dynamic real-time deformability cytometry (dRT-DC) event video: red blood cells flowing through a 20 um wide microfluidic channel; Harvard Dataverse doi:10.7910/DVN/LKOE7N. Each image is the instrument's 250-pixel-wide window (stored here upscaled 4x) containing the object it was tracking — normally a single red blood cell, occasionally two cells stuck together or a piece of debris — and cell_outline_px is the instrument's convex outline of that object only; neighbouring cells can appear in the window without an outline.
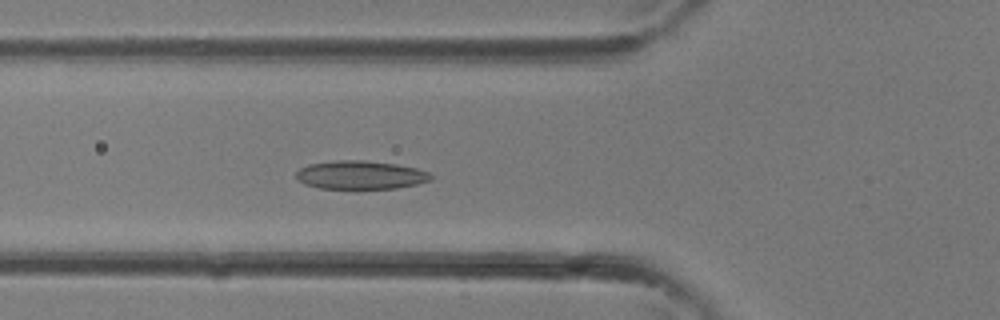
{"species": "common noctule bat (a hibernating species)", "species_latin": "Nyctalus noctula", "temperature_condition": "room temperature", "stored_images_in_passage": 32, "camera_frame_rate_fps": 3000, "um_per_image_px": 0.085, "animal": {"sex": "female"}, "frame": {"image": 1, "passage_image": 11, "time_ms": 3.333, "image_size_px": [1000, 320], "cell_outline_px": [[432, 180], [416, 184], [396, 188], [320, 188], [304, 184], [296, 180], [296, 172], [300, 168], [308, 164], [336, 160], [364, 160], [396, 164], [416, 168], [428, 172], [432, 176]], "centroid_in_image_um": [30.61, 14.86], "position_along_channel_um": 95.2, "area_um2": 22.31}}
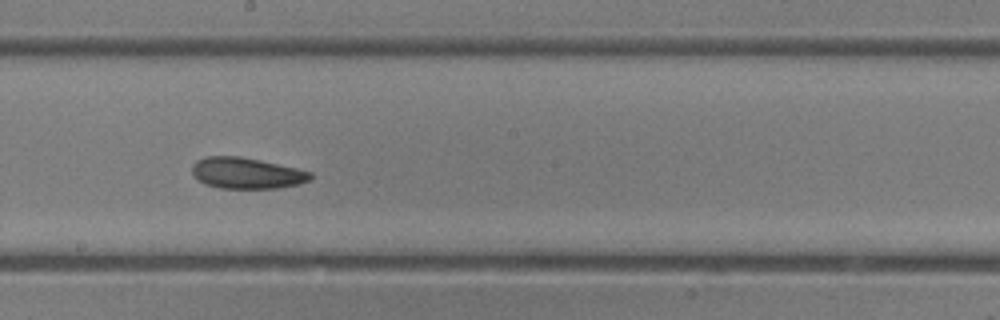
{"frame": {"image": 2, "passage_image": 18, "time_ms": 5.667, "image_size_px": [1000, 320], "cell_outline_px": [[312, 180], [300, 184], [276, 188], [220, 188], [204, 184], [196, 180], [192, 176], [192, 164], [196, 160], [208, 156], [240, 156], [296, 168], [312, 172]], "centroid_in_image_um": [20.93, 14.72], "position_along_channel_um": 227.3, "area_um2": 21.62}}
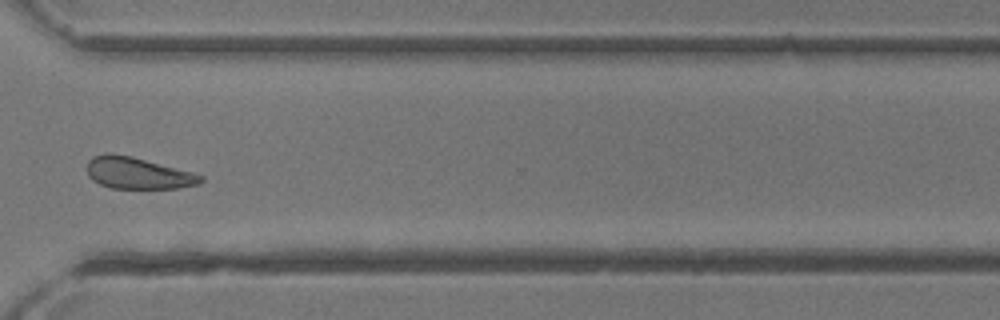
{"frame": {"image": 3, "passage_image": 25, "time_ms": 8.0, "image_size_px": [1000, 320], "cell_outline_px": [[204, 180], [200, 184], [180, 188], [112, 188], [100, 184], [92, 180], [88, 176], [88, 160], [92, 156], [104, 152], [108, 152], [132, 156], [192, 172], [204, 176]], "centroid_in_image_um": [11.71, 14.7], "position_along_channel_um": 358.9, "area_um2": 21.1}}